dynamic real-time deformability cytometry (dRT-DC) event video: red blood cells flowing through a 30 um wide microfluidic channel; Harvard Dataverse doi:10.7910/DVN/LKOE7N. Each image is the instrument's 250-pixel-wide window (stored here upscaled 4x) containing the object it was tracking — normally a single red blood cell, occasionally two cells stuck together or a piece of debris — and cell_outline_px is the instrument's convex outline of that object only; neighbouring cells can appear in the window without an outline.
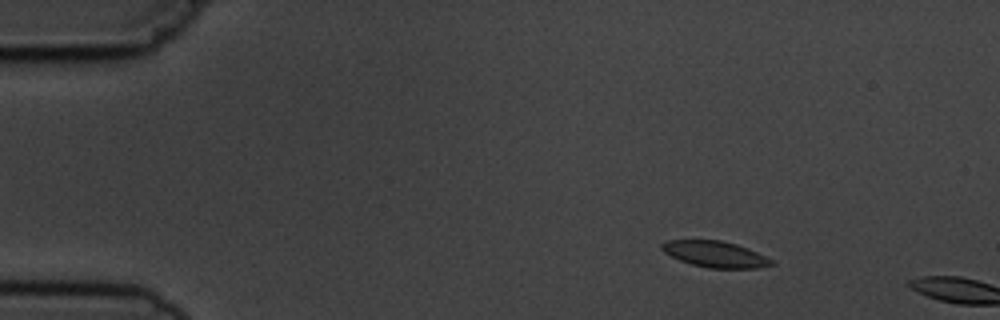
{"species": "common noctule bat (a hibernating species)", "species_latin": "Nyctalus noctula", "temperature_condition": "cold", "stored_images_in_passage": 2, "camera_frame_rate_fps": 3000, "um_per_image_px": 0.085, "animal": {"sex": "male", "body_mass_g": 19.5, "forearm_length_mm": 54.6}, "frame": {"image": 1, "passage_image": 1, "time_ms": 0.0, "image_size_px": [1000, 320], "cell_outline_px": [[776, 264], [756, 268], [708, 268], [692, 264], [680, 260], [664, 252], [660, 248], [660, 244], [668, 240], [720, 240], [736, 244], [748, 248], [772, 260]], "centroid_in_image_um": [60.77, 21.6], "position_along_channel_um": 24.2, "area_um2": 16.59}}